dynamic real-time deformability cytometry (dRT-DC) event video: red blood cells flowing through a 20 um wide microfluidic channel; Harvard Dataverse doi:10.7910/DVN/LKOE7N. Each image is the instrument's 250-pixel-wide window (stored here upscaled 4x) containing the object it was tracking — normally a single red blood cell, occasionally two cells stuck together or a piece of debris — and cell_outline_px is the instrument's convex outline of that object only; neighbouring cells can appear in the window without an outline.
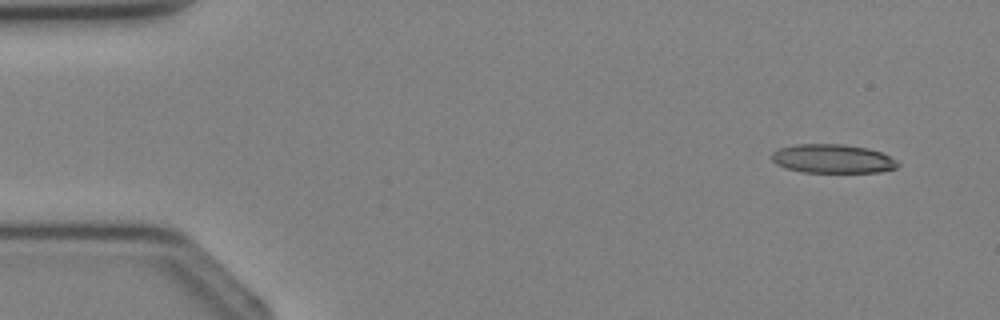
{"species": "Egyptian fruit bat (a non-hibernating species)", "species_latin": "Rousettus aegyptiacus", "temperature_condition": "cold", "stored_images_in_passage": 4, "camera_frame_rate_fps": 3000, "um_per_image_px": 0.085, "animal": {"sex": "female"}, "frame": {"image": 1, "passage_image": 1, "time_ms": 0.0, "image_size_px": [1000, 320], "cell_outline_px": [[900, 164], [896, 168], [880, 172], [804, 172], [788, 168], [776, 164], [772, 160], [772, 152], [780, 148], [796, 144], [844, 144], [868, 148], [880, 152], [896, 160]], "centroid_in_image_um": [70.78, 13.49], "position_along_channel_um": 14.2, "area_um2": 21.1}}